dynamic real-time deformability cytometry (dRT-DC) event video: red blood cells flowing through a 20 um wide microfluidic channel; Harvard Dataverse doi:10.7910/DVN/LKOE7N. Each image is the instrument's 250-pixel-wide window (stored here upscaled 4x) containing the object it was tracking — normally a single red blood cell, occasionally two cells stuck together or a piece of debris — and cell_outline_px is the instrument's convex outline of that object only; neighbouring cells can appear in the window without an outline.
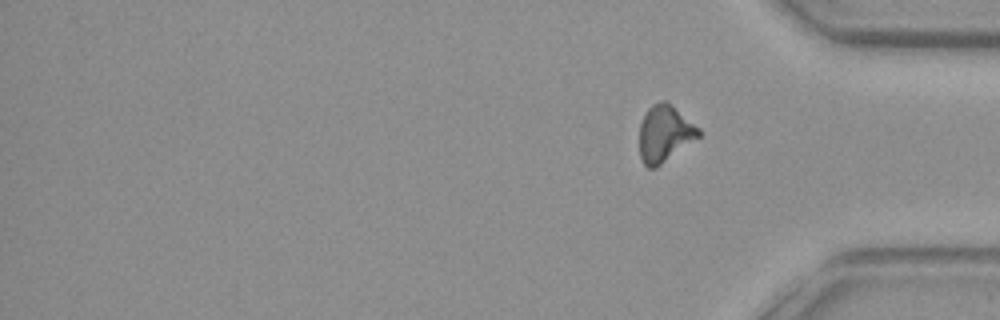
{"species": "common noctule bat (a hibernating species)", "species_latin": "Nyctalus noctula", "temperature_condition": "warm", "stored_images_in_passage": 35, "camera_frame_rate_fps": 3000, "um_per_image_px": 0.085, "animal": {"sex": "female", "body_mass_g": 29.2, "forearm_length_mm": 56.3}, "frame": {"image": 1, "passage_image": 35, "time_ms": 11.333, "image_size_px": [1000, 320], "cell_outline_px": [[700, 136], [656, 168], [648, 168], [644, 164], [640, 156], [640, 124], [648, 108], [652, 104], [660, 100], [668, 100], [700, 128]], "centroid_in_image_um": [56.51, 11.32], "position_along_channel_um": 378.7, "area_um2": 19.65}}